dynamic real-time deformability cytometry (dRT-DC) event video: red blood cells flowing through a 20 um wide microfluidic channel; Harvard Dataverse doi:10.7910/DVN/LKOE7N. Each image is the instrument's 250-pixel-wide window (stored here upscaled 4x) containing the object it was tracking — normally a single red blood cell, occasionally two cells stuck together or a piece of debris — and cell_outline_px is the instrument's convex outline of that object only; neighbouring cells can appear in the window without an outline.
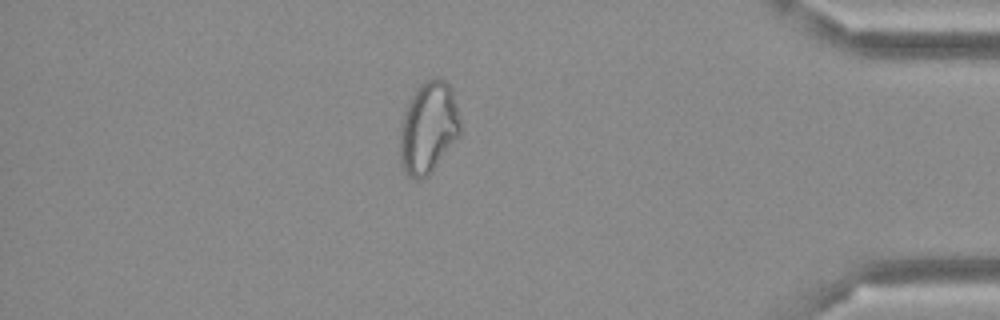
{"species": "Egyptian fruit bat (a non-hibernating species)", "species_latin": "Rousettus aegyptiacus", "temperature_condition": "cold", "stored_images_in_passage": 49, "camera_frame_rate_fps": 3000, "um_per_image_px": 0.085, "frame": {"image": 1, "passage_image": 42, "time_ms": 13.667, "image_size_px": [1000, 320], "cell_outline_px": [[460, 136], [432, 172], [424, 180], [412, 180], [404, 172], [400, 164], [400, 120], [412, 96], [420, 84], [436, 76], [444, 80], [452, 88], [460, 120]], "centroid_in_image_um": [36.4, 10.91], "position_along_channel_um": 398.8, "area_um2": 32.77}}